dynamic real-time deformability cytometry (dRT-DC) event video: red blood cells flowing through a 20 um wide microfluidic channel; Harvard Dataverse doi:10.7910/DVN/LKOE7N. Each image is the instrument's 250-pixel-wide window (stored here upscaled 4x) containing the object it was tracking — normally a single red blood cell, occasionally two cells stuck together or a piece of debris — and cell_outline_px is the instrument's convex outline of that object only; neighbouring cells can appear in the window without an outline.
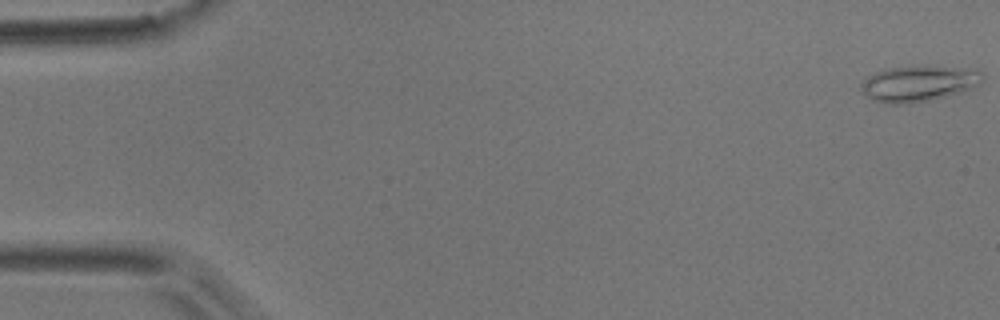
{"species": "common noctule bat (a hibernating species)", "species_latin": "Nyctalus noctula", "temperature_condition": "room temperature", "stored_images_in_passage": 54, "camera_frame_rate_fps": 3000, "um_per_image_px": 0.085, "animal": {"sex": "male", "body_mass_g": 17.9}, "frame": {"image": 1, "passage_image": 1, "time_ms": 0.0, "image_size_px": [1000, 320], "cell_outline_px": [[984, 80], [976, 88], [928, 100], [900, 104], [888, 104], [872, 100], [860, 88], [860, 84], [864, 76], [884, 68], [928, 64], [980, 68], [984, 72]], "centroid_in_image_um": [78.15, 7.03], "position_along_channel_um": 6.8, "area_um2": 26.53}}
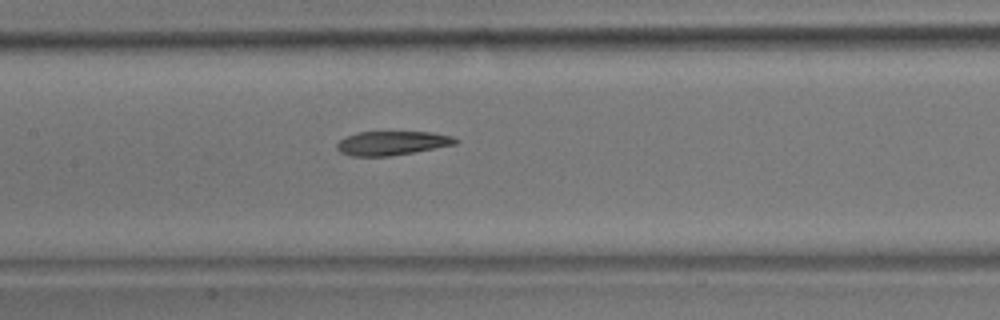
{"frame": {"image": 2, "passage_image": 26, "time_ms": 8.333, "image_size_px": [1000, 320], "cell_outline_px": [[460, 140], [456, 144], [392, 156], [352, 156], [340, 152], [336, 148], [336, 144], [344, 136], [356, 132], [432, 132], [452, 136]], "centroid_in_image_um": [33.3, 12.16], "position_along_channel_um": 174.1, "area_um2": 16.7}}
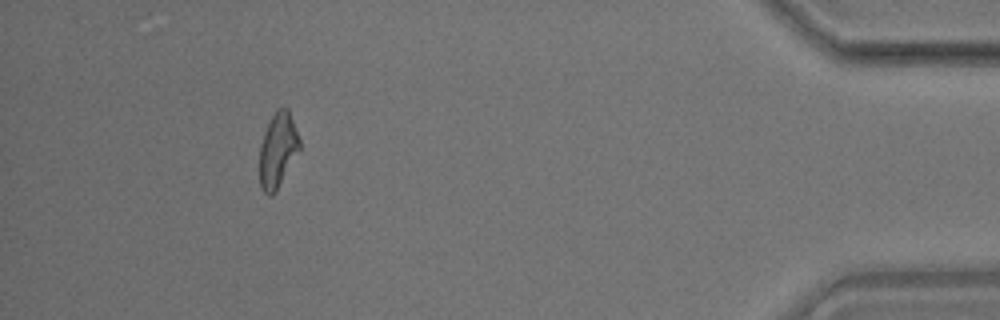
{"frame": {"image": 3, "passage_image": 50, "time_ms": 16.333, "image_size_px": [1000, 320], "cell_outline_px": [[300, 148], [272, 196], [268, 196], [260, 188], [260, 144], [264, 132], [276, 108], [288, 108], [300, 140]], "centroid_in_image_um": [23.59, 12.74], "position_along_channel_um": 411.6, "area_um2": 17.05}, "authors_computed_cell_mechanics": {"area_um2": 17.918, "velocity_mm_per_s": 3.7076, "shape_relaxation_time_tau1_ms": null, "shape_relaxation_time_tau2_ms": 6.4416, "deformation_change_tau1": null, "deformation_change_tau2": 0.1577}}